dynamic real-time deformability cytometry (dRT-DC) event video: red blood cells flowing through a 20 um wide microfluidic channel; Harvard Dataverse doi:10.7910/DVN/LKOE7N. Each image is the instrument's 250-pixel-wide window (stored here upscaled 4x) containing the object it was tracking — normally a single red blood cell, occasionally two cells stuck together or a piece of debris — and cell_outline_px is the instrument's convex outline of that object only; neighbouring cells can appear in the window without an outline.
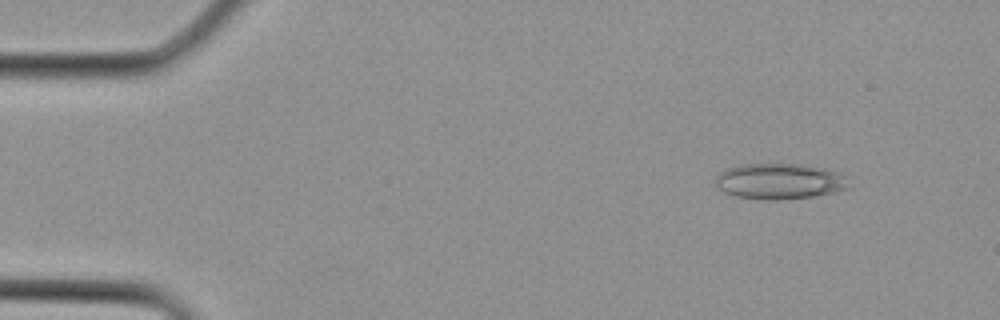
{"species": "Egyptian fruit bat (a non-hibernating species)", "species_latin": "Rousettus aegyptiacus", "temperature_condition": "cold", "stored_images_in_passage": 3, "camera_frame_rate_fps": 3000, "um_per_image_px": 0.085, "animal": {"sex": "female"}, "frame": {"image": 1, "passage_image": 1, "time_ms": 0.0, "image_size_px": [1000, 320], "cell_outline_px": [[852, 188], [836, 192], [812, 196], [776, 200], [768, 200], [736, 196], [724, 192], [716, 184], [716, 176], [720, 172], [728, 168], [740, 164], [808, 164], [840, 172], [844, 176]], "centroid_in_image_um": [66.31, 15.4], "position_along_channel_um": 18.7, "area_um2": 27.92}}